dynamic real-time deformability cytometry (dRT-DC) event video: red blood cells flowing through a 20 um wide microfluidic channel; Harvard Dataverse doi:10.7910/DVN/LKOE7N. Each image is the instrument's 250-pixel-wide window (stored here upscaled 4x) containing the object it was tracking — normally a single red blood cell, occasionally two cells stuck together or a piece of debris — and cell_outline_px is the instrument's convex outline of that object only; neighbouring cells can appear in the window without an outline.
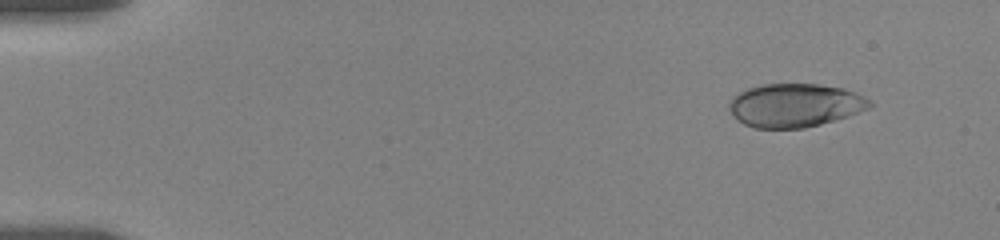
{"species": "human", "species_latin": "Homo sapiens", "temperature_condition": "room temperature", "stored_images_in_passage": 36, "camera_frame_rate_fps": 3000, "um_per_image_px": 0.085, "donor": {"sex": "female"}, "frame": {"image": 1, "passage_image": 2, "time_ms": 1.333, "image_size_px": [1000, 240], "cell_outline_px": [[872, 104], [868, 108], [848, 116], [820, 124], [804, 128], [756, 128], [744, 124], [736, 120], [728, 108], [728, 104], [732, 96], [748, 88], [764, 84], [816, 84], [840, 88], [856, 92], [872, 100]], "centroid_in_image_um": [67.54, 8.95], "position_along_channel_um": 17.5, "area_um2": 35.6}}
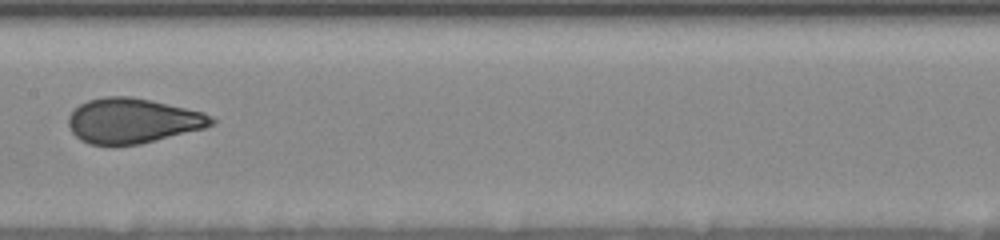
{"frame": {"image": 2, "passage_image": 19, "time_ms": 9.667, "image_size_px": [1000, 240], "cell_outline_px": [[216, 120], [212, 124], [204, 128], [140, 144], [112, 148], [88, 144], [80, 140], [72, 132], [68, 124], [68, 116], [72, 108], [88, 100], [104, 96], [128, 96], [148, 100], [204, 112], [212, 116]], "centroid_in_image_um": [11.21, 10.3], "position_along_channel_um": 196.2, "area_um2": 38.03}}
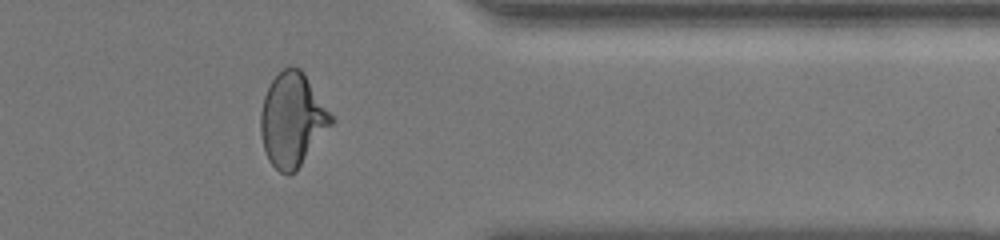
{"frame": {"image": 3, "passage_image": 31, "time_ms": 15.333, "image_size_px": [1000, 240], "cell_outline_px": [[336, 120], [296, 172], [288, 176], [280, 172], [268, 160], [264, 148], [260, 132], [260, 112], [264, 96], [272, 80], [284, 68], [300, 68], [304, 72]], "centroid_in_image_um": [24.86, 10.21], "position_along_channel_um": 386.5, "area_um2": 38.61}, "authors_computed_cell_mechanics": {"area_um2": 37.2232, "velocity_mm_per_s": 3.5154, "shape_relaxation_time_tau1_ms": 6.3516, "shape_relaxation_time_tau2_ms": 0.6452, "deformation_change_tau1": 0.197, "deformation_change_tau2": 0.0663}}